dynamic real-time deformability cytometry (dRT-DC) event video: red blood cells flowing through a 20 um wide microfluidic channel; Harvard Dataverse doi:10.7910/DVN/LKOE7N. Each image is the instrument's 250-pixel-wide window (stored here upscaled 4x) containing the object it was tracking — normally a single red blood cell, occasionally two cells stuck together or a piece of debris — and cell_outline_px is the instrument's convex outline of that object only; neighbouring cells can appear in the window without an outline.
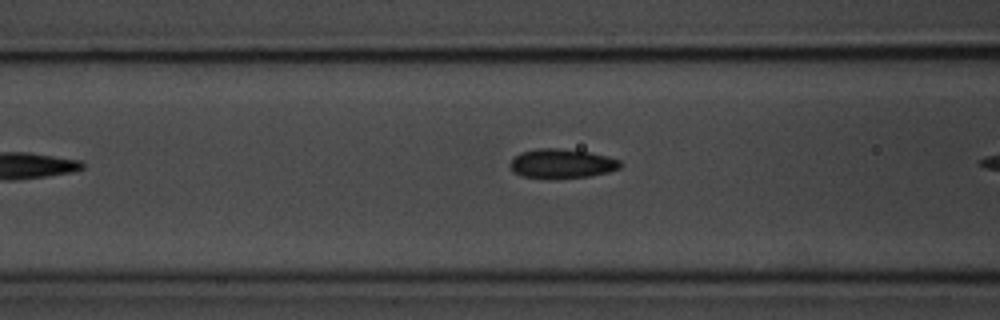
{"species": "common noctule bat (a hibernating species)", "species_latin": "Nyctalus noctula", "temperature_condition": "room temperature", "stored_images_in_passage": 5, "camera_frame_rate_fps": 3000, "um_per_image_px": 0.085, "animal": {"sex": "male", "body_mass_g": 20.1, "forearm_length_mm": 53.5}, "frame": {"image": 1, "passage_image": 4, "time_ms": 1.0, "image_size_px": [1000, 320], "cell_outline_px": [[620, 168], [608, 172], [588, 176], [556, 180], [520, 176], [512, 172], [508, 164], [520, 152], [536, 148], [560, 148], [588, 152], [608, 156], [620, 160]], "centroid_in_image_um": [47.7, 13.92], "position_along_channel_um": 118.9, "area_um2": 19.25}}